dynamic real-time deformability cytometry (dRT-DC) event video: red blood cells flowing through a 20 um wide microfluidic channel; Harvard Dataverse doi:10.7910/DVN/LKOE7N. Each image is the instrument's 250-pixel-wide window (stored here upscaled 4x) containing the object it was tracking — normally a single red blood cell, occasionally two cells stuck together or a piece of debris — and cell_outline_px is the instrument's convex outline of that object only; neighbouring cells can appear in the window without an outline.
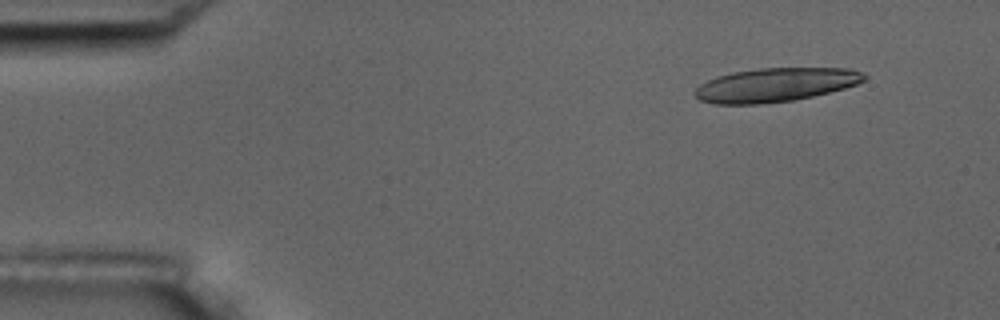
{"species": "common noctule bat (a hibernating species)", "species_latin": "Nyctalus noctula", "temperature_condition": "room temperature", "stored_images_in_passage": 4, "camera_frame_rate_fps": 3000, "um_per_image_px": 0.085, "animal": {"sex": "male", "body_mass_g": 17.5, "forearm_length_mm": 52.3}, "frame": {"image": 1, "passage_image": 1, "time_ms": 0.0, "image_size_px": [1000, 320], "cell_outline_px": [[868, 76], [864, 80], [856, 84], [844, 88], [812, 96], [792, 100], [756, 104], [716, 104], [700, 100], [696, 96], [696, 88], [700, 84], [716, 76], [732, 72], [760, 68], [852, 68], [864, 72]], "centroid_in_image_um": [65.93, 7.2], "position_along_channel_um": 19.1, "area_um2": 33.23}}